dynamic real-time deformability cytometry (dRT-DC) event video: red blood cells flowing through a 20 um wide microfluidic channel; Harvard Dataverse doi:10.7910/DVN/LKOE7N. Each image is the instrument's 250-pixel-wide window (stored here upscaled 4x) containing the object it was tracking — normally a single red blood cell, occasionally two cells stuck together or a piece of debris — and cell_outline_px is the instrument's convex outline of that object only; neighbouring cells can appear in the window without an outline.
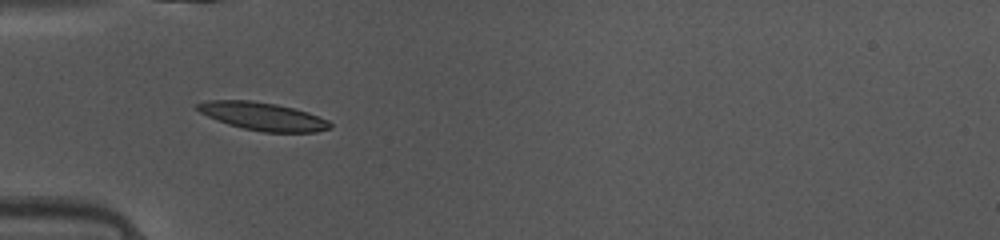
{"species": "common noctule bat (a hibernating species)", "species_latin": "Nyctalus noctula", "temperature_condition": "warm", "stored_images_in_passage": 9, "camera_frame_rate_fps": 3000, "um_per_image_px": 0.085, "animal": {"sex": "female", "body_mass_g": 10.0, "forearm_length_mm": 53.1}, "frame": {"image": 1, "passage_image": 3, "time_ms": 0.667, "image_size_px": [1000, 240], "cell_outline_px": [[332, 128], [316, 132], [264, 132], [244, 128], [228, 124], [216, 120], [200, 112], [196, 108], [196, 104], [208, 100], [248, 100], [276, 104], [308, 112], [328, 120], [332, 124]], "centroid_in_image_um": [22.35, 9.89], "position_along_channel_um": 62.6, "area_um2": 21.5}}
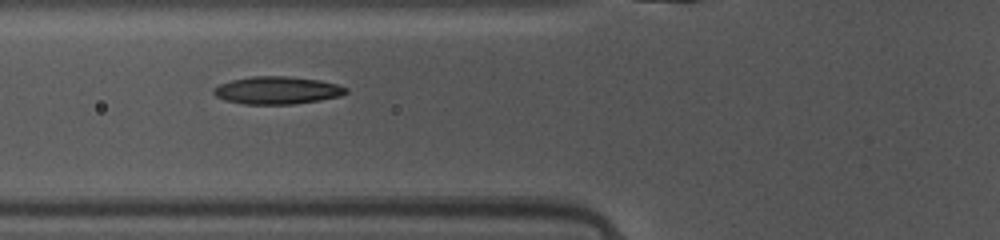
{"frame": {"image": 2, "passage_image": 6, "time_ms": 1.667, "image_size_px": [1000, 240], "cell_outline_px": [[348, 92], [340, 96], [320, 100], [292, 104], [244, 104], [224, 100], [216, 96], [212, 92], [212, 88], [220, 84], [232, 80], [252, 76], [284, 76], [320, 80], [336, 84], [348, 88]], "centroid_in_image_um": [23.54, 7.68], "position_along_channel_um": 102.3, "area_um2": 21.27}}